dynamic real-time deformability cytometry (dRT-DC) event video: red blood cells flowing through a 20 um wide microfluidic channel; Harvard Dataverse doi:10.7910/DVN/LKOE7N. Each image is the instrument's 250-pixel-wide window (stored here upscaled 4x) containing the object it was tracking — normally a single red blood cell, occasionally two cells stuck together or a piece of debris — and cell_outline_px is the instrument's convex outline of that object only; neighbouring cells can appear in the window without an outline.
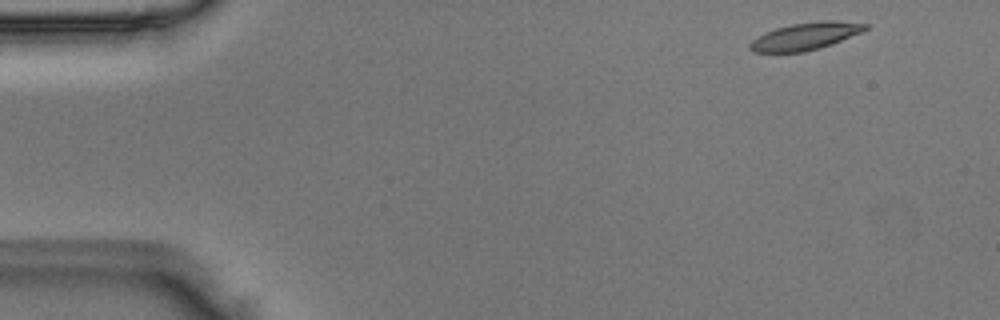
{"species": "Egyptian fruit bat (a non-hibernating species)", "species_latin": "Rousettus aegyptiacus", "temperature_condition": "room temperature", "stored_images_in_passage": 47, "camera_frame_rate_fps": 3000, "um_per_image_px": 0.085, "animal": {"sex": "male"}, "frame": {"image": 1, "passage_image": 1, "time_ms": 0.0, "image_size_px": [1000, 320], "cell_outline_px": [[868, 28], [864, 32], [832, 44], [804, 52], [752, 52], [748, 48], [748, 44], [752, 40], [764, 32], [776, 28], [792, 24], [820, 20], [832, 20], [868, 24]], "centroid_in_image_um": [68.46, 3.08], "position_along_channel_um": 16.5, "area_um2": 18.5}}
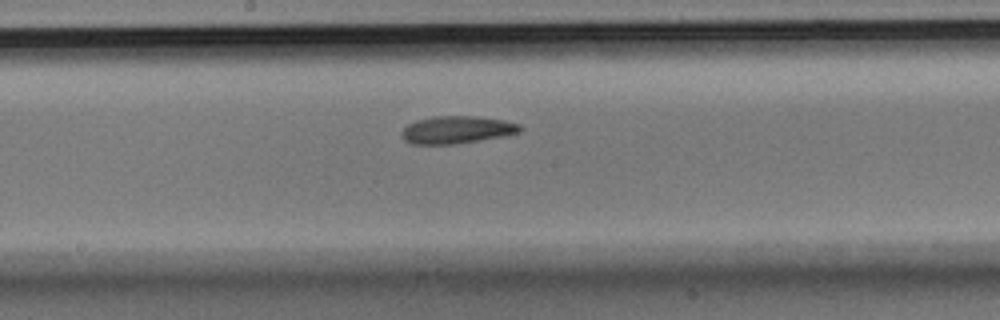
{"frame": {"image": 2, "passage_image": 23, "time_ms": 7.333, "image_size_px": [1000, 320], "cell_outline_px": [[524, 128], [520, 132], [500, 136], [456, 144], [412, 144], [404, 140], [400, 136], [400, 132], [408, 124], [416, 120], [432, 116], [476, 116], [504, 120], [520, 124]], "centroid_in_image_um": [38.8, 11.02], "position_along_channel_um": 209.4, "area_um2": 19.02}}
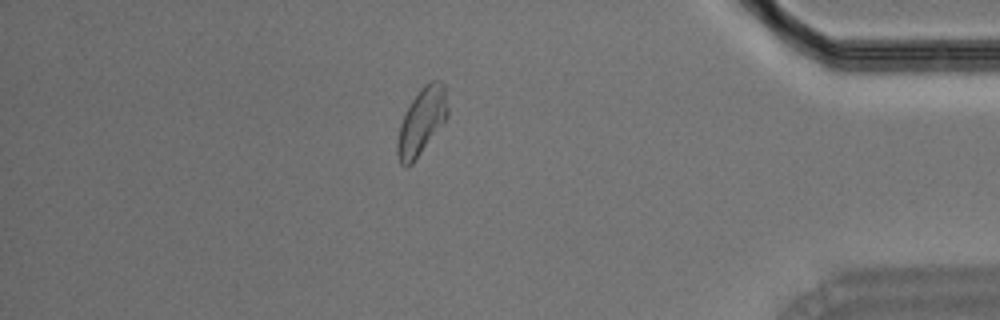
{"frame": {"image": 3, "passage_image": 40, "time_ms": 13.0, "image_size_px": [1000, 320], "cell_outline_px": [[448, 116], [412, 164], [408, 168], [404, 168], [400, 164], [396, 152], [396, 140], [400, 124], [404, 112], [420, 88], [424, 84], [432, 80], [440, 80], [444, 84], [448, 108]], "centroid_in_image_um": [35.81, 10.33], "position_along_channel_um": 399.4, "area_um2": 19.65}}